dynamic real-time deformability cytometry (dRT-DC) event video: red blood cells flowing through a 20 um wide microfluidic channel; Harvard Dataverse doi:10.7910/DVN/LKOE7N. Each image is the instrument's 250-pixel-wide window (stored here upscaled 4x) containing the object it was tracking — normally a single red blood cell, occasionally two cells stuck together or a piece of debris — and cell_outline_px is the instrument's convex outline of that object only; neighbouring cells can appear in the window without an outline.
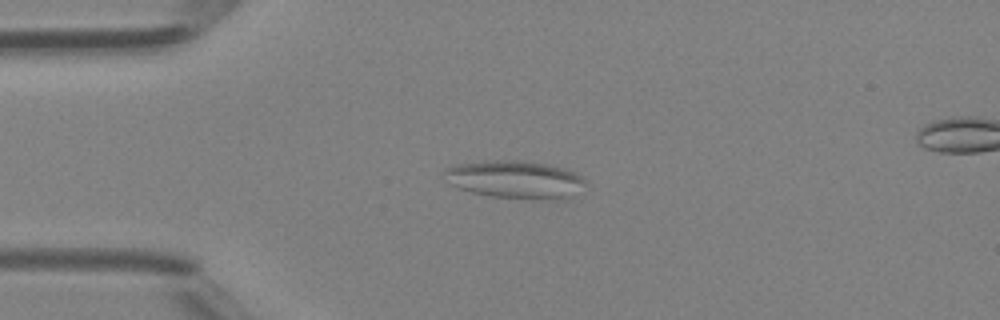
{"species": "Egyptian fruit bat (a non-hibernating species)", "species_latin": "Rousettus aegyptiacus", "temperature_condition": "room temperature", "stored_images_in_passage": 38, "segment_of_instrument_passage": [1, 2], "camera_frame_rate_fps": 3000, "um_per_image_px": 0.085, "animal": {"sex": "female"}, "frame": {"image": 1, "passage_image": 1, "time_ms": 0.0, "image_size_px": [1000, 320], "cell_outline_px": [[584, 180], [564, 196], [492, 196], [472, 192], [460, 188], [452, 184], [444, 172], [448, 168], [464, 164], [500, 160], [520, 160], [544, 164], [564, 168], [580, 176]], "centroid_in_image_um": [43.64, 15.19], "position_along_channel_um": 41.4, "area_um2": 28.21}}
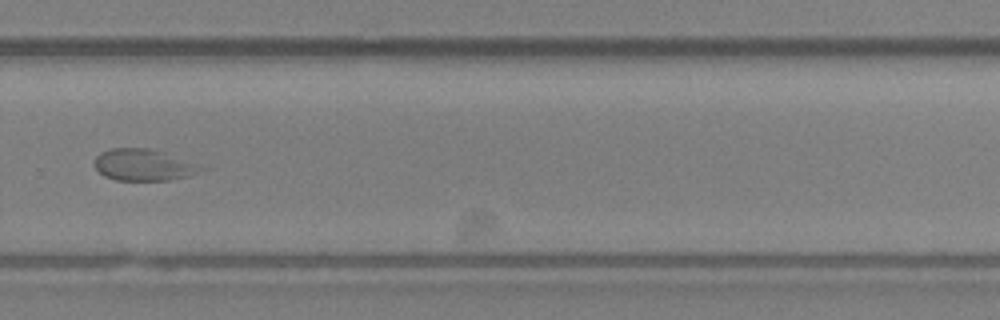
{"frame": {"image": 2, "passage_image": 22, "time_ms": 7.0, "image_size_px": [1000, 320], "cell_outline_px": [[192, 168], [184, 176], [168, 180], [116, 180], [104, 176], [96, 168], [96, 156], [100, 152], [112, 148], [152, 148], [164, 152], [188, 164]], "centroid_in_image_um": [11.9, 14.0], "position_along_channel_um": 317.9, "area_um2": 18.09}}
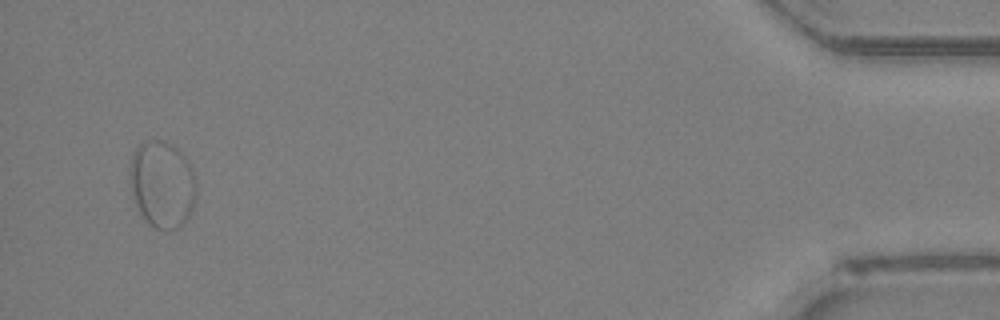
{"frame": {"image": 3, "passage_image": 35, "time_ms": 11.333, "image_size_px": [1000, 320], "cell_outline_px": [[196, 196], [192, 208], [188, 216], [180, 228], [156, 228], [148, 224], [144, 220], [132, 196], [128, 172], [132, 152], [140, 144], [148, 140], [160, 140], [172, 144], [184, 156], [196, 180]], "centroid_in_image_um": [13.75, 15.65], "position_along_channel_um": 421.4, "area_um2": 33.7}}